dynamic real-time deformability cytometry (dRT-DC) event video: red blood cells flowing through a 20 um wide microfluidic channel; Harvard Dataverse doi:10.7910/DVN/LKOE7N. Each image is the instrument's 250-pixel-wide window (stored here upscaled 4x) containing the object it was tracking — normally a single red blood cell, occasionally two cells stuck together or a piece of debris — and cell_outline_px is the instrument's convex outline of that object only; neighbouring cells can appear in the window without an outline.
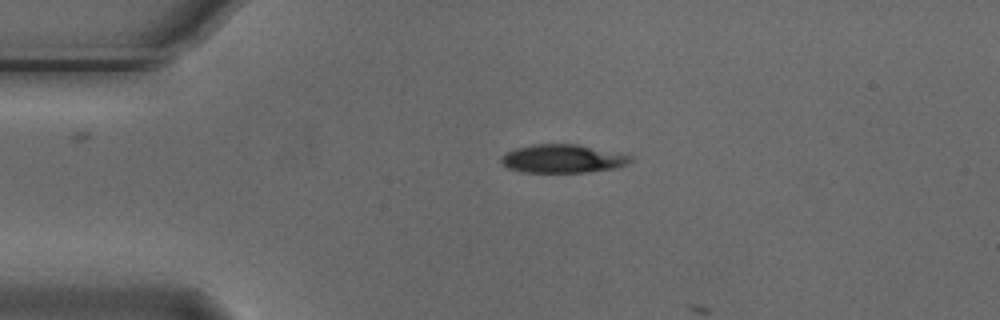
{"species": "Egyptian fruit bat (a non-hibernating species)", "species_latin": "Rousettus aegyptiacus", "temperature_condition": "cold", "stored_images_in_passage": 2, "camera_frame_rate_fps": 3000, "um_per_image_px": 0.085, "animal": {"sex": "male"}, "frame": {"image": 1, "passage_image": 1, "time_ms": 0.0, "image_size_px": [1000, 320], "cell_outline_px": [[632, 160], [628, 164], [616, 168], [588, 172], [524, 172], [508, 168], [500, 164], [500, 156], [516, 148], [532, 144], [576, 144], [620, 152], [632, 156]], "centroid_in_image_um": [47.84, 13.48], "position_along_channel_um": 37.2, "area_um2": 21.62}}